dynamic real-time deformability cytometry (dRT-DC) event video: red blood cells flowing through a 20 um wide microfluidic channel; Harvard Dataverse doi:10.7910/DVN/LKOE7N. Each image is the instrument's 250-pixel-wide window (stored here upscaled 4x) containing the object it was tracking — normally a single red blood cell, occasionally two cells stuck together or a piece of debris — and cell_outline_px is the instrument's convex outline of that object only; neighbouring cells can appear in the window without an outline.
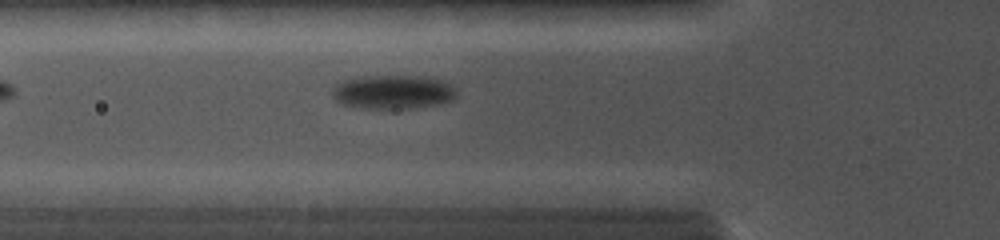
{"species": "common noctule bat (a hibernating species)", "species_latin": "Nyctalus noctula", "temperature_condition": "cold", "stored_images_in_passage": 4, "camera_frame_rate_fps": 5000, "um_per_image_px": 0.085, "animal": {"sex": "female", "body_mass_g": 19.0, "forearm_length_mm": 56.7}, "frame": {"image": 1, "passage_image": 4, "time_ms": 1.8, "image_size_px": [1000, 240], "cell_outline_px": [[456, 96], [452, 100], [440, 104], [412, 108], [352, 108], [340, 104], [332, 96], [332, 88], [340, 80], [360, 76], [432, 76], [444, 80], [456, 88]], "centroid_in_image_um": [33.39, 7.81], "position_along_channel_um": 92.4, "area_um2": 25.2}}